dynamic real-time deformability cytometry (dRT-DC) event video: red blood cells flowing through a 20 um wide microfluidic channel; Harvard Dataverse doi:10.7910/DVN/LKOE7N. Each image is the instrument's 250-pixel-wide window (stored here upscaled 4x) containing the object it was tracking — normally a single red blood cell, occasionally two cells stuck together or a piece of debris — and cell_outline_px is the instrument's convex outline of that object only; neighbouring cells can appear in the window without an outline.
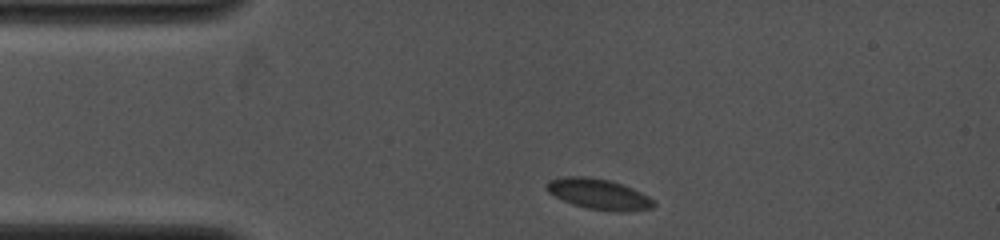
{"species": "common noctule bat (a hibernating species)", "species_latin": "Nyctalus noctula", "temperature_condition": "cold", "stored_images_in_passage": 2, "camera_frame_rate_fps": 4000, "um_per_image_px": 0.085, "animal": {"sex": "female", "body_mass_g": 19.0, "forearm_length_mm": 53.3}, "frame": {"image": 1, "passage_image": 1, "time_ms": 0.0, "image_size_px": [1000, 240], "cell_outline_px": [[656, 204], [652, 208], [628, 212], [616, 212], [588, 208], [572, 204], [548, 192], [544, 188], [548, 180], [564, 176], [588, 176], [608, 180], [632, 188], [648, 196]], "centroid_in_image_um": [50.87, 16.5], "position_along_channel_um": 34.1, "area_um2": 19.07}}